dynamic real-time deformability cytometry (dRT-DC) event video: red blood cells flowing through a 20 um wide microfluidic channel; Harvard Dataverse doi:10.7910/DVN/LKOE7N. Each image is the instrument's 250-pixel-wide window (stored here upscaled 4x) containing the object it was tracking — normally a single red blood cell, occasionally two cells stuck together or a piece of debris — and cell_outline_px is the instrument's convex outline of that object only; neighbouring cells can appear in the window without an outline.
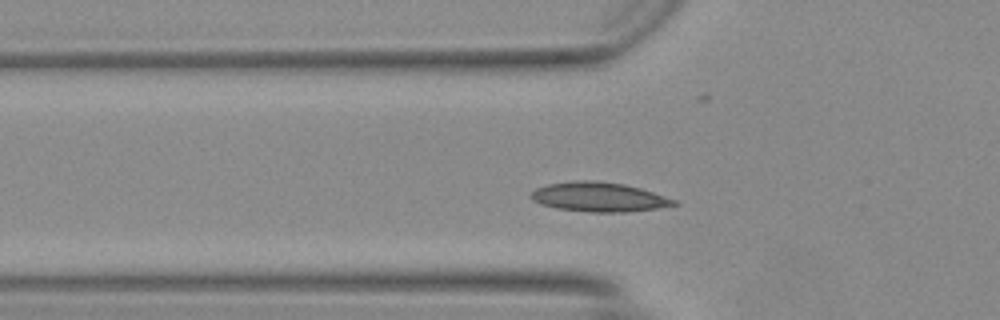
{"species": "Egyptian fruit bat (a non-hibernating species)", "species_latin": "Rousettus aegyptiacus", "temperature_condition": "warm", "stored_images_in_passage": 44, "camera_frame_rate_fps": 3000, "um_per_image_px": 0.085, "animal": {"sex": "female"}, "frame": {"image": 1, "passage_image": 11, "time_ms": 3.333, "image_size_px": [1000, 320], "cell_outline_px": [[680, 204], [656, 208], [628, 212], [588, 212], [556, 208], [540, 204], [532, 200], [528, 196], [536, 188], [548, 184], [576, 180], [596, 180], [624, 184], [640, 188], [676, 200]], "centroid_in_image_um": [50.87, 16.74], "position_along_channel_um": 74.9, "area_um2": 24.57}}
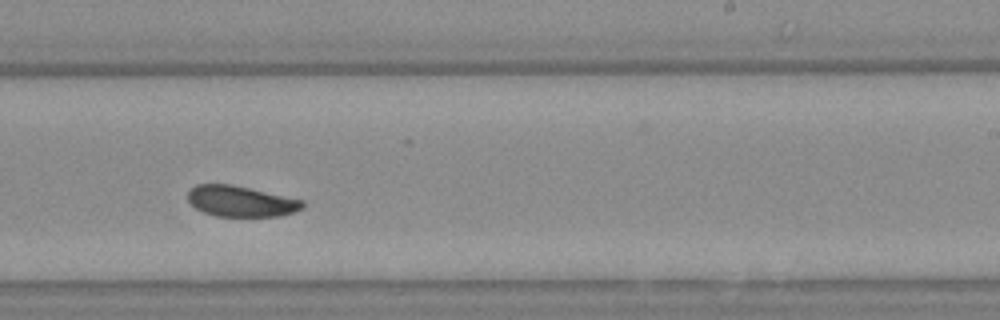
{"frame": {"image": 2, "passage_image": 25, "time_ms": 8.0, "image_size_px": [1000, 320], "cell_outline_px": [[304, 208], [296, 212], [280, 216], [216, 216], [204, 212], [196, 208], [188, 200], [188, 192], [196, 184], [232, 184], [304, 200]], "centroid_in_image_um": [20.51, 17.11], "position_along_channel_um": 268.5, "area_um2": 20.63}}
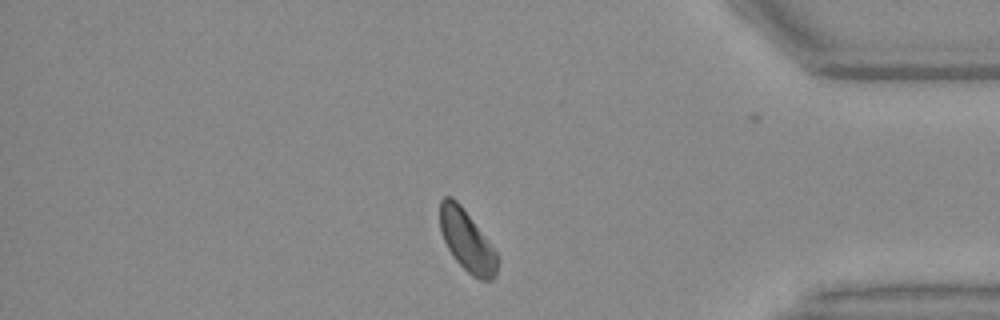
{"frame": {"image": 3, "passage_image": 36, "time_ms": 11.667, "image_size_px": [1000, 320], "cell_outline_px": [[500, 260], [496, 276], [492, 280], [480, 280], [472, 276], [452, 256], [444, 240], [440, 228], [440, 200], [444, 196], [452, 196], [460, 204], [496, 252]], "centroid_in_image_um": [39.7, 20.49], "position_along_channel_um": 395.5, "area_um2": 20.35}, "authors_computed_cell_mechanics": {"area_um2": 21.2993, "velocity_mm_per_s": 4.1594, "shape_relaxation_time_tau1_ms": 3.059, "shape_relaxation_time_tau2_ms": 5.2333, "deformation_change_tau1": 0.0859, "deformation_change_tau2": 0.0706}}